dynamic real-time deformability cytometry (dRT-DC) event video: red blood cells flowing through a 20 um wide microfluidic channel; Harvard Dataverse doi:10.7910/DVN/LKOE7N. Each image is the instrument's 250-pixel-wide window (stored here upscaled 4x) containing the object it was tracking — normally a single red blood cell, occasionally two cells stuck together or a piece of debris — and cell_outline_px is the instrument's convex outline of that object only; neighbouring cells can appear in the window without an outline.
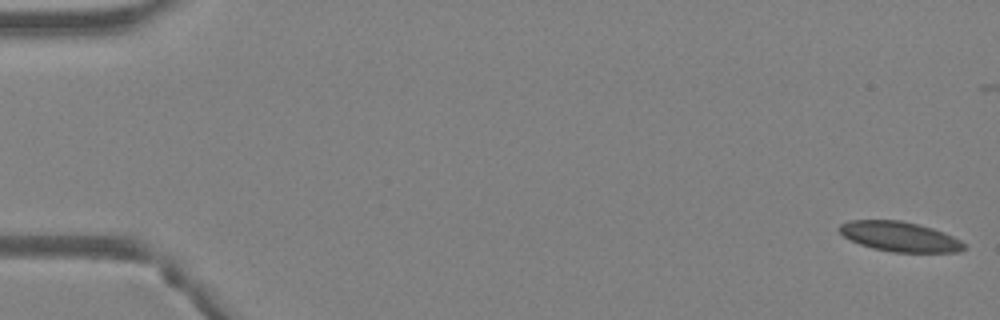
{"species": "Egyptian fruit bat (a non-hibernating species)", "species_latin": "Rousettus aegyptiacus", "temperature_condition": "warm", "stored_images_in_passage": 50, "camera_frame_rate_fps": 3000, "um_per_image_px": 0.085, "animal": {"sex": "female"}, "frame": {"image": 1, "passage_image": 1, "time_ms": 0.0, "image_size_px": [1000, 320], "cell_outline_px": [[964, 248], [960, 252], [892, 252], [872, 248], [860, 244], [844, 236], [836, 228], [840, 224], [848, 220], [900, 220], [932, 228], [944, 232], [960, 240], [964, 244]], "centroid_in_image_um": [76.44, 20.1], "position_along_channel_um": 8.6, "area_um2": 21.62}}
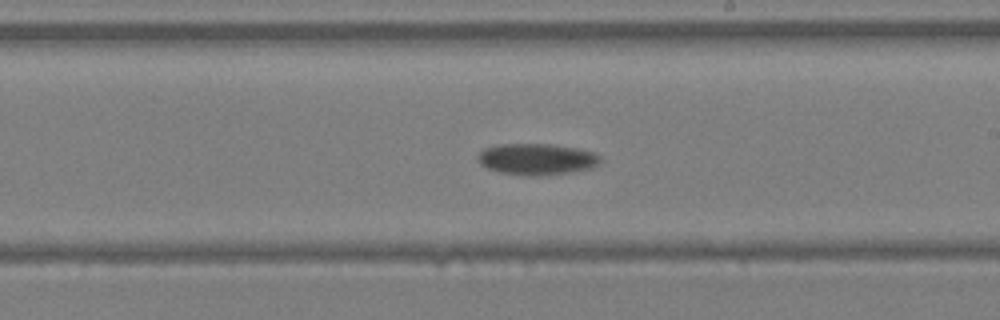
{"frame": {"image": 2, "passage_image": 30, "time_ms": 9.667, "image_size_px": [1000, 320], "cell_outline_px": [[600, 160], [592, 168], [568, 172], [536, 176], [532, 176], [500, 172], [488, 168], [480, 164], [476, 156], [484, 148], [500, 144], [552, 144], [576, 148], [592, 152], [600, 156]], "centroid_in_image_um": [45.59, 13.52], "position_along_channel_um": 243.4, "area_um2": 22.14}}
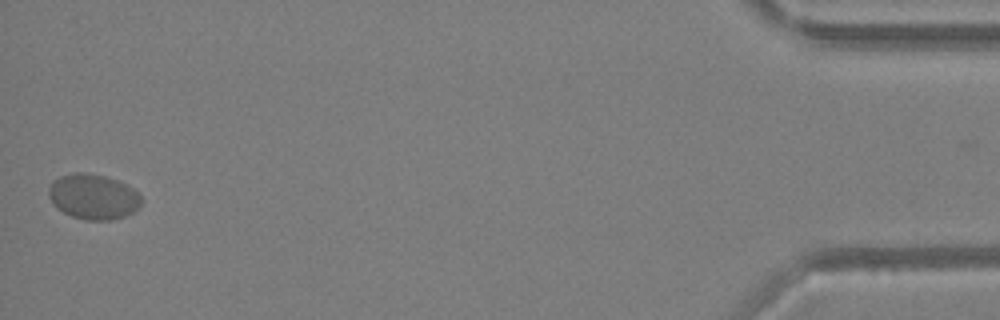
{"frame": {"image": 3, "passage_image": 50, "time_ms": 16.333, "image_size_px": [1000, 320], "cell_outline_px": [[140, 204], [132, 212], [124, 216], [112, 220], [84, 220], [72, 216], [56, 208], [52, 204], [48, 196], [48, 188], [60, 176], [72, 172], [84, 172], [104, 176], [116, 180], [132, 188], [140, 196]], "centroid_in_image_um": [7.88, 16.72], "position_along_channel_um": 427.3, "area_um2": 24.22}}